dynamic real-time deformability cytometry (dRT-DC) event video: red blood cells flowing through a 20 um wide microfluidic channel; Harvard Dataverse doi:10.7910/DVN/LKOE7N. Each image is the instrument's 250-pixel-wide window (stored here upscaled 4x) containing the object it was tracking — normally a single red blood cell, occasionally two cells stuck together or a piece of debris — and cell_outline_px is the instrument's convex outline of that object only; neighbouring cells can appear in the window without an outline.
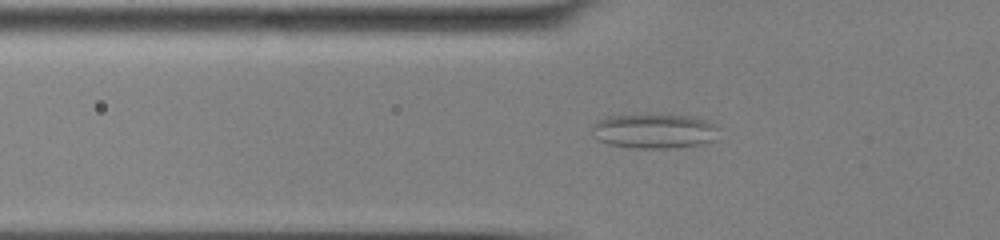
{"species": "common noctule bat (a hibernating species)", "species_latin": "Nyctalus noctula", "temperature_condition": "cold", "stored_images_in_passage": 38, "camera_frame_rate_fps": 3000, "um_per_image_px": 0.085, "animal": {"sex": "male", "body_mass_g": 13.0, "forearm_length_mm": 53.1}, "frame": {"image": 1, "passage_image": 4, "time_ms": 1.0, "image_size_px": [1000, 240], "cell_outline_px": [[720, 140], [700, 144], [676, 148], [636, 148], [608, 144], [592, 136], [592, 124], [596, 120], [604, 116], [648, 112], [668, 112], [696, 116], [708, 120], [716, 124]], "centroid_in_image_um": [55.65, 11.07], "position_along_channel_um": 70.2, "area_um2": 27.4}}
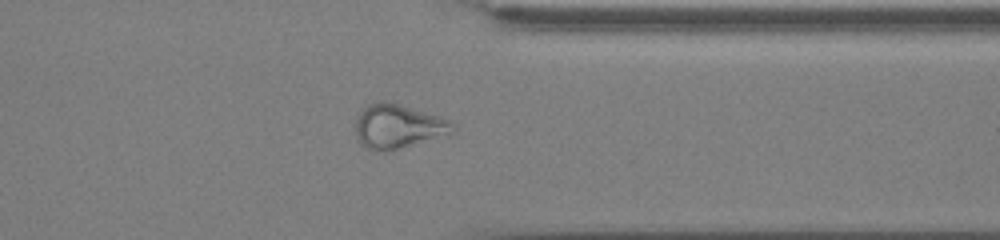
{"frame": {"image": 2, "passage_image": 28, "time_ms": 9.0, "image_size_px": [1000, 240], "cell_outline_px": [[456, 132], [448, 136], [392, 152], [364, 148], [356, 140], [356, 116], [368, 104], [380, 100], [384, 100], [440, 116], [456, 124]], "centroid_in_image_um": [33.88, 10.78], "position_along_channel_um": 377.5, "area_um2": 25.84}}
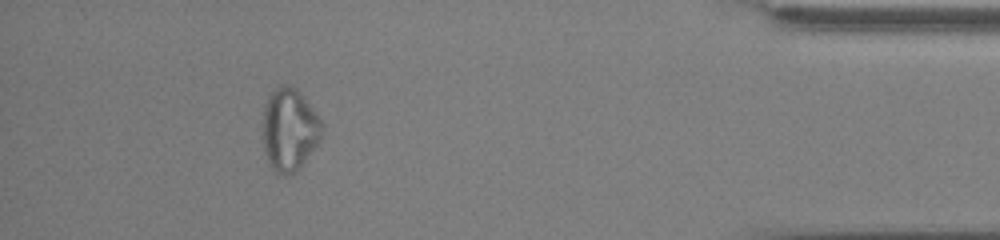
{"frame": {"image": 3, "passage_image": 34, "time_ms": 11.0, "image_size_px": [1000, 240], "cell_outline_px": [[324, 132], [320, 140], [300, 168], [296, 172], [288, 176], [284, 176], [276, 172], [268, 164], [264, 152], [264, 104], [268, 96], [280, 84], [292, 84], [300, 92], [316, 112], [324, 124]], "centroid_in_image_um": [24.63, 11.02], "position_along_channel_um": 410.6, "area_um2": 28.9}, "authors_computed_cell_mechanics": {"area_um2": 23.1489, "velocity_mm_per_s": 3.8877, "shape_relaxation_time_tau1_ms": null, "shape_relaxation_time_tau2_ms": 2.5272, "deformation_change_tau1": null, "deformation_change_tau2": 0.0964}}